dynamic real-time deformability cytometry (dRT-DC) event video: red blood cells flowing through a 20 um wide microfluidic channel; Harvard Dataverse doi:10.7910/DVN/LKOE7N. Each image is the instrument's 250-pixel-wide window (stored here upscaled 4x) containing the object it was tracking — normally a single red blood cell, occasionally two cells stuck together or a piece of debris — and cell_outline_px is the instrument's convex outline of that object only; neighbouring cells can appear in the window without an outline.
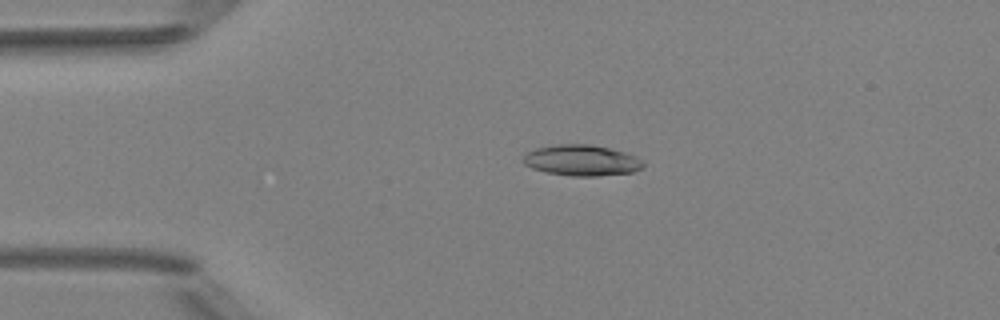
{"species": "Egyptian fruit bat (a non-hibernating species)", "species_latin": "Rousettus aegyptiacus", "temperature_condition": "room temperature", "stored_images_in_passage": 5, "camera_frame_rate_fps": 3000, "um_per_image_px": 0.085, "animal": {"sex": "female"}, "frame": {"image": 1, "passage_image": 4, "time_ms": 3.333, "image_size_px": [1000, 320], "cell_outline_px": [[644, 168], [632, 172], [596, 176], [572, 176], [548, 172], [532, 168], [524, 164], [520, 160], [528, 152], [536, 148], [556, 144], [588, 144], [608, 148], [624, 152], [636, 156], [644, 164]], "centroid_in_image_um": [49.43, 13.63], "position_along_channel_um": 35.6, "area_um2": 21.5}}